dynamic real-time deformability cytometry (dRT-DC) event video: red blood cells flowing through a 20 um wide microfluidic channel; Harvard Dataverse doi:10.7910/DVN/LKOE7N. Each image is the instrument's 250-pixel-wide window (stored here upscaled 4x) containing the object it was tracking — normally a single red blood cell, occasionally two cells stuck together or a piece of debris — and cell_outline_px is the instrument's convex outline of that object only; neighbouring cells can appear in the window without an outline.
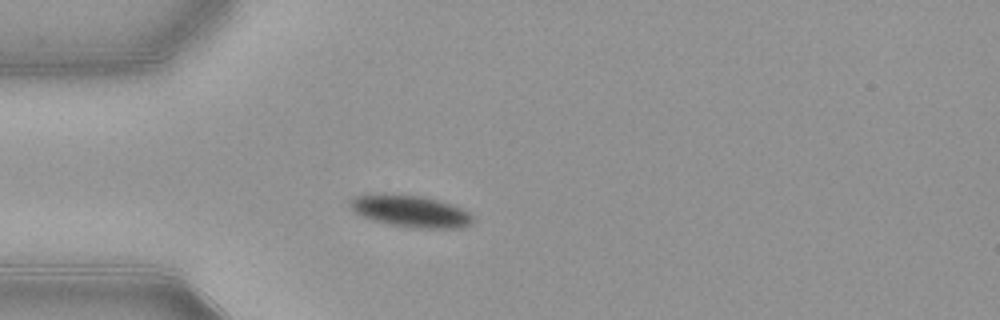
{"species": "common noctule bat (a hibernating species)", "species_latin": "Nyctalus noctula", "temperature_condition": "warm", "stored_images_in_passage": 39, "camera_frame_rate_fps": 3000, "um_per_image_px": 0.085, "animal": {"sex": "female", "body_mass_g": 21.9}, "frame": {"image": 1, "passage_image": 1, "time_ms": 0.0, "image_size_px": [1000, 320], "cell_outline_px": [[476, 220], [472, 224], [464, 228], [408, 228], [388, 224], [372, 220], [360, 216], [348, 204], [348, 200], [356, 196], [420, 196], [436, 200], [460, 208], [468, 212]], "centroid_in_image_um": [34.94, 18.01], "position_along_channel_um": 50.1, "area_um2": 22.2}}
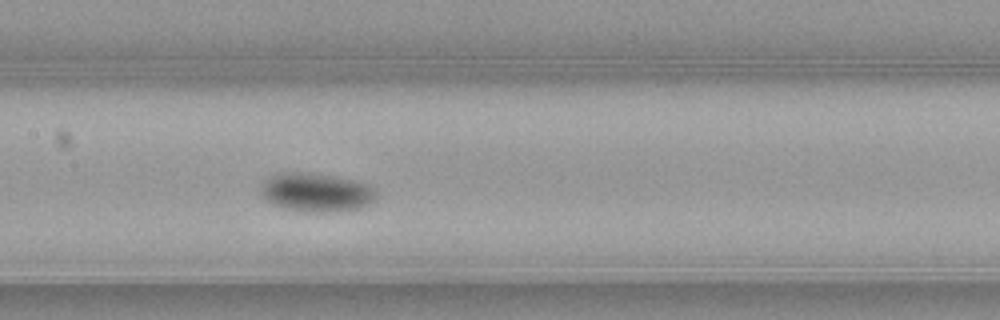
{"frame": {"image": 2, "passage_image": 12, "time_ms": 3.667, "image_size_px": [1000, 320], "cell_outline_px": [[376, 200], [360, 208], [336, 212], [308, 212], [280, 208], [264, 200], [260, 192], [260, 188], [272, 176], [280, 172], [300, 172], [336, 176], [356, 180], [376, 188]], "centroid_in_image_um": [26.9, 16.37], "position_along_channel_um": 180.5, "area_um2": 26.36}}
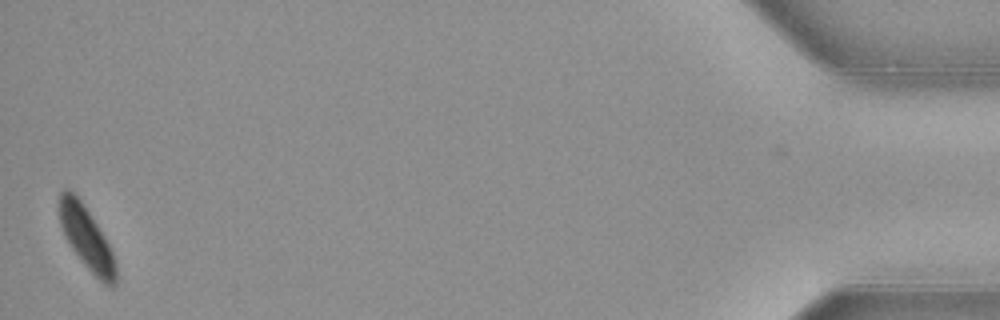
{"frame": {"image": 3, "passage_image": 39, "time_ms": 12.667, "image_size_px": [1000, 320], "cell_outline_px": [[116, 284], [104, 284], [88, 268], [72, 248], [60, 224], [60, 192], [64, 188], [68, 188], [76, 192], [104, 236], [112, 252], [116, 264]], "centroid_in_image_um": [7.35, 20.17], "position_along_channel_um": 427.8, "area_um2": 20.06}, "authors_computed_cell_mechanics": {"area_um2": 23.8136, "velocity_mm_per_s": 3.8509, "shape_relaxation_time_tau1_ms": 2.074, "shape_relaxation_time_tau2_ms": null, "deformation_change_tau1": 0.0868, "deformation_change_tau2": null}}